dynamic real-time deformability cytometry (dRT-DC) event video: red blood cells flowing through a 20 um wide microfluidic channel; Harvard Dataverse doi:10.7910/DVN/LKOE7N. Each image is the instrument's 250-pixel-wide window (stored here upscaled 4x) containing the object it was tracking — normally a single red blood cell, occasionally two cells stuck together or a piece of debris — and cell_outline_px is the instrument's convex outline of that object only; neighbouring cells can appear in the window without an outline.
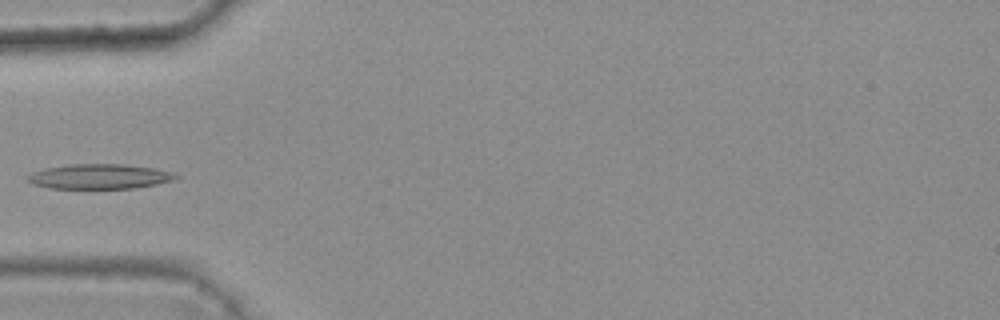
{"species": "common noctule bat (a hibernating species)", "species_latin": "Nyctalus noctula", "temperature_condition": "warm", "stored_images_in_passage": 6, "camera_frame_rate_fps": 3000, "um_per_image_px": 0.085, "animal": {"sex": "female", "body_mass_g": 25.1}, "frame": {"image": 1, "passage_image": 5, "time_ms": 1.333, "image_size_px": [1000, 320], "cell_outline_px": [[180, 176], [172, 180], [156, 184], [136, 188], [52, 188], [32, 184], [24, 180], [32, 172], [44, 168], [72, 164], [124, 164], [156, 168]], "centroid_in_image_um": [8.41, 15.0], "position_along_channel_um": 76.6, "area_um2": 21.39}}
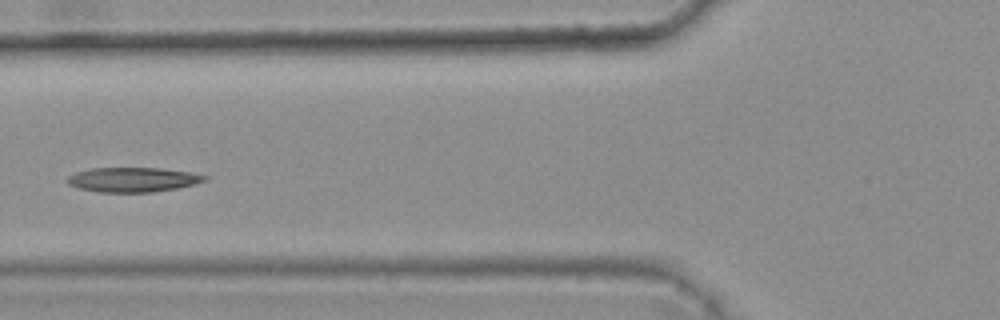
{"frame": {"image": 2, "passage_image": 6, "time_ms": 1.667, "image_size_px": [1000, 320], "cell_outline_px": [[208, 180], [176, 188], [152, 192], [100, 192], [80, 188], [68, 184], [68, 176], [76, 172], [92, 168], [160, 168], [188, 172], [208, 176]], "centroid_in_image_um": [11.29, 15.26], "position_along_channel_um": 114.5, "area_um2": 19.42}}